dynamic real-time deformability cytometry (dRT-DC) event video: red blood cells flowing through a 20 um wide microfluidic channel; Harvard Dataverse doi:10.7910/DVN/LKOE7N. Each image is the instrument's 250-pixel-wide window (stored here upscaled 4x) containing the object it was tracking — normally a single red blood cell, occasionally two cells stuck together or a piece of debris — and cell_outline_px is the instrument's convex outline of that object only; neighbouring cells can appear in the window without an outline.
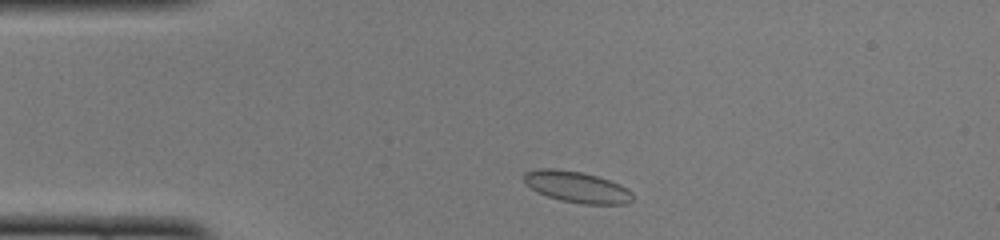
{"species": "common noctule bat (a hibernating species)", "species_latin": "Nyctalus noctula", "temperature_condition": "cold", "stored_images_in_passage": 43, "camera_frame_rate_fps": 3000, "um_per_image_px": 0.085, "animal": {"sex": "female", "body_mass_g": 22.0, "forearm_length_mm": 56.7}, "frame": {"image": 1, "passage_image": 3, "time_ms": 0.667, "image_size_px": [1000, 240], "cell_outline_px": [[632, 200], [628, 204], [584, 204], [560, 200], [536, 192], [524, 180], [524, 172], [540, 168], [556, 168], [580, 172], [596, 176], [620, 184], [628, 188], [632, 192]], "centroid_in_image_um": [49.04, 15.89], "position_along_channel_um": 36.0, "area_um2": 19.71}}
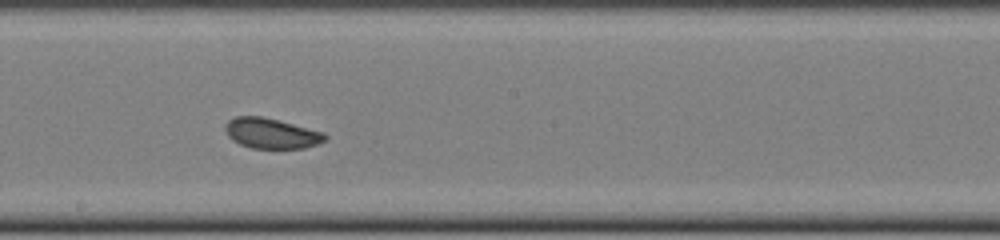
{"frame": {"image": 2, "passage_image": 20, "time_ms": 6.333, "image_size_px": [1000, 240], "cell_outline_px": [[328, 136], [324, 140], [316, 144], [304, 148], [252, 148], [240, 144], [232, 140], [228, 136], [224, 128], [224, 124], [228, 120], [236, 116], [260, 116], [324, 132]], "centroid_in_image_um": [23.02, 11.33], "position_along_channel_um": 225.2, "area_um2": 17.46}}
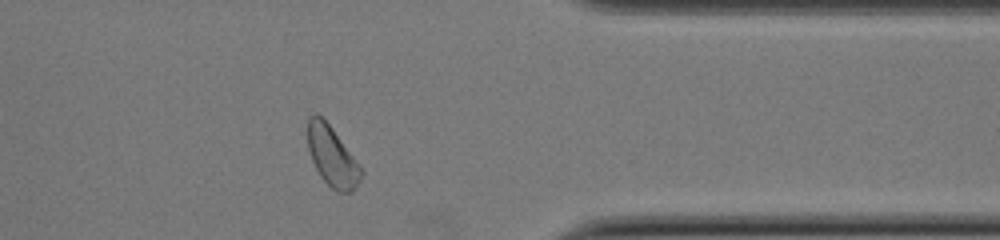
{"frame": {"image": 3, "passage_image": 33, "time_ms": 10.667, "image_size_px": [1000, 240], "cell_outline_px": [[364, 172], [356, 188], [352, 192], [336, 192], [320, 176], [312, 160], [308, 148], [308, 116], [316, 112], [332, 128], [364, 168]], "centroid_in_image_um": [28.27, 13.31], "position_along_channel_um": 383.1, "area_um2": 18.84}, "authors_computed_cell_mechanics": {"area_um2": 18.6116, "velocity_mm_per_s": 3.9379, "shape_relaxation_time_tau1_ms": 3.8772, "shape_relaxation_time_tau2_ms": null, "deformation_change_tau1": 0.0456, "deformation_change_tau2": null}}